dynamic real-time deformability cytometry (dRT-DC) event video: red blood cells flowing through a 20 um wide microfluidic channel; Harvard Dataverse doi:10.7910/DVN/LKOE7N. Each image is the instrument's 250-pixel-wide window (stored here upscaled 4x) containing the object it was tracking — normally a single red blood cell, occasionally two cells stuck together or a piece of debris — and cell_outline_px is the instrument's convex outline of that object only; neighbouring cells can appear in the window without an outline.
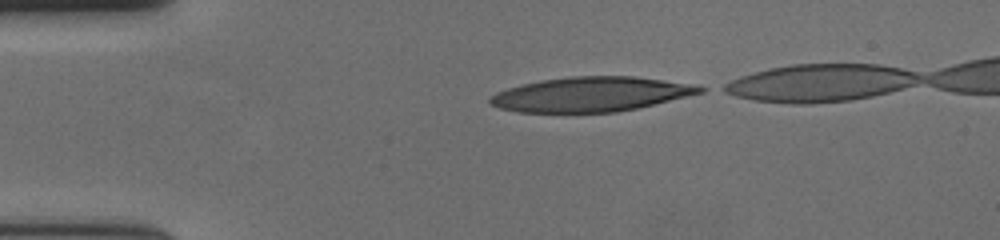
{"species": "human", "species_latin": "Homo sapiens", "temperature_condition": "cold", "stored_images_in_passage": 40, "camera_frame_rate_fps": 3000, "um_per_image_px": 0.085, "donor": {"sex": "female"}, "frame": {"image": 1, "passage_image": 1, "time_ms": 0.0, "image_size_px": [1000, 240], "cell_outline_px": [[708, 88], [704, 92], [688, 96], [636, 108], [616, 112], [520, 112], [500, 108], [488, 104], [488, 100], [496, 92], [508, 88], [540, 80], [568, 76], [636, 76], [700, 84]], "centroid_in_image_um": [50.29, 8.0], "position_along_channel_um": 34.7, "area_um2": 42.6}}
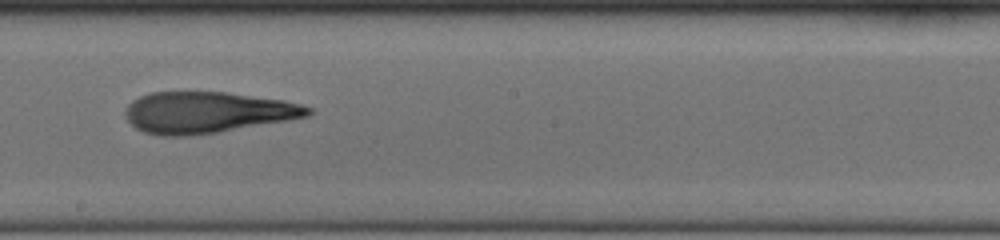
{"frame": {"image": 2, "passage_image": 21, "time_ms": 6.667, "image_size_px": [1000, 240], "cell_outline_px": [[312, 112], [308, 116], [288, 120], [216, 132], [188, 136], [160, 136], [144, 132], [136, 128], [128, 120], [124, 112], [128, 104], [132, 100], [148, 92], [228, 92], [284, 100], [300, 104], [312, 108]], "centroid_in_image_um": [17.59, 9.55], "position_along_channel_um": 230.6, "area_um2": 43.87}}
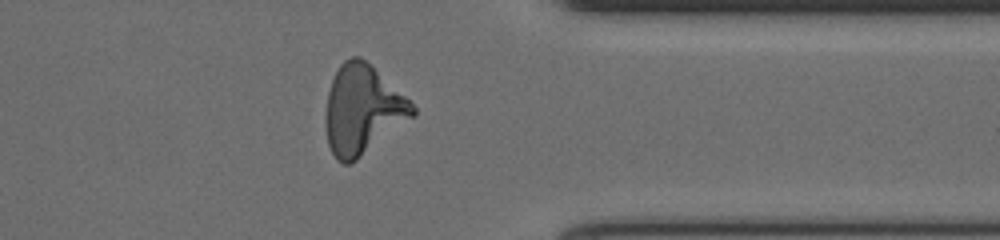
{"frame": {"image": 3, "passage_image": 34, "time_ms": 11.0, "image_size_px": [1000, 240], "cell_outline_px": [[416, 116], [356, 160], [348, 164], [344, 164], [336, 160], [328, 144], [324, 124], [324, 116], [328, 92], [332, 80], [340, 64], [344, 60], [352, 56], [360, 56], [404, 96], [416, 108]], "centroid_in_image_um": [30.78, 9.36], "position_along_channel_um": 380.6, "area_um2": 44.91}, "authors_computed_cell_mechanics": {"area_um2": 43.6679, "velocity_mm_per_s": 3.6668, "shape_relaxation_time_tau1_ms": 5.864, "shape_relaxation_time_tau2_ms": 3.2819, "deformation_change_tau1": 0.2392, "deformation_change_tau2": 0.1517}}